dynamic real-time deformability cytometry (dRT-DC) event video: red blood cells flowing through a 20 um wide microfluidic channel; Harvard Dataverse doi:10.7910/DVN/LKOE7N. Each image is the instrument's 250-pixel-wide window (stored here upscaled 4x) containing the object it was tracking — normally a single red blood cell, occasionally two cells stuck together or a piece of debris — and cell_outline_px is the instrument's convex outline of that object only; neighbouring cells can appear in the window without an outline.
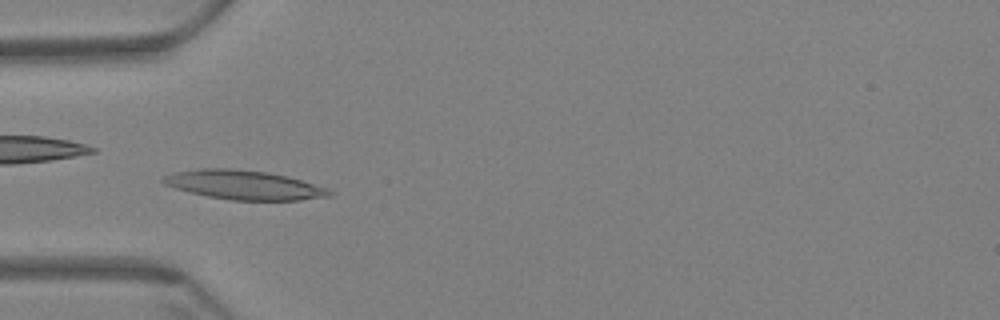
{"species": "Egyptian fruit bat (a non-hibernating species)", "species_latin": "Rousettus aegyptiacus", "temperature_condition": "warm", "stored_images_in_passage": 59, "camera_frame_rate_fps": 3000, "um_per_image_px": 0.085, "animal": {"sex": "female"}, "frame": {"image": 1, "passage_image": 18, "time_ms": 5.667, "image_size_px": [1000, 320], "cell_outline_px": [[332, 196], [300, 200], [232, 200], [208, 196], [176, 188], [164, 184], [160, 180], [164, 176], [176, 172], [200, 168], [228, 168], [268, 172], [288, 176], [328, 188], [332, 192]], "centroid_in_image_um": [20.77, 15.71], "position_along_channel_um": 64.2, "area_um2": 28.09}}
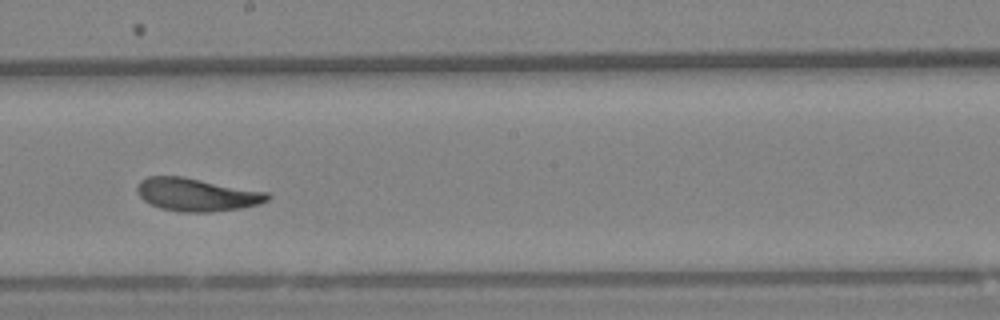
{"frame": {"image": 2, "passage_image": 33, "time_ms": 10.667, "image_size_px": [1000, 320], "cell_outline_px": [[272, 196], [268, 200], [260, 204], [240, 208], [212, 212], [180, 212], [160, 208], [144, 200], [136, 192], [136, 188], [140, 180], [148, 176], [184, 176], [268, 192]], "centroid_in_image_um": [16.73, 16.53], "position_along_channel_um": 231.5, "area_um2": 25.26}}
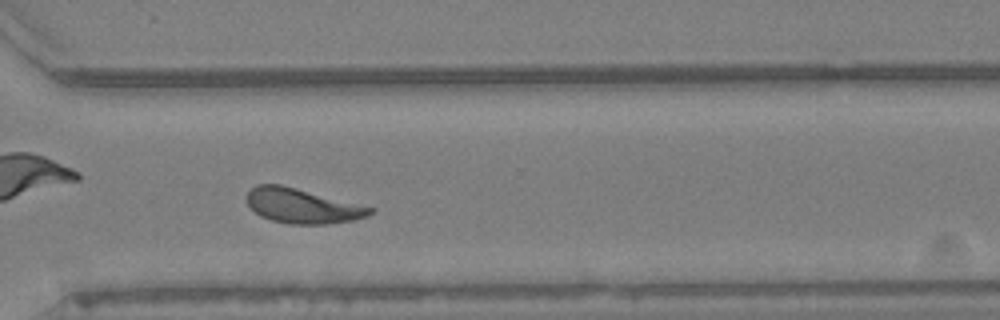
{"frame": {"image": 3, "passage_image": 43, "time_ms": 14.0, "image_size_px": [1000, 320], "cell_outline_px": [[376, 212], [368, 216], [352, 220], [328, 224], [288, 224], [272, 220], [260, 216], [248, 204], [248, 192], [256, 184], [280, 184], [376, 208]], "centroid_in_image_um": [25.74, 17.51], "position_along_channel_um": 344.9, "area_um2": 24.85}, "authors_computed_cell_mechanics": {"area_um2": 25.3742, "velocity_mm_per_s": 3.392, "shape_relaxation_time_tau1_ms": 5.5437, "shape_relaxation_time_tau2_ms": 2.3612, "deformation_change_tau1": 0.1677, "deformation_change_tau2": 0.073}}